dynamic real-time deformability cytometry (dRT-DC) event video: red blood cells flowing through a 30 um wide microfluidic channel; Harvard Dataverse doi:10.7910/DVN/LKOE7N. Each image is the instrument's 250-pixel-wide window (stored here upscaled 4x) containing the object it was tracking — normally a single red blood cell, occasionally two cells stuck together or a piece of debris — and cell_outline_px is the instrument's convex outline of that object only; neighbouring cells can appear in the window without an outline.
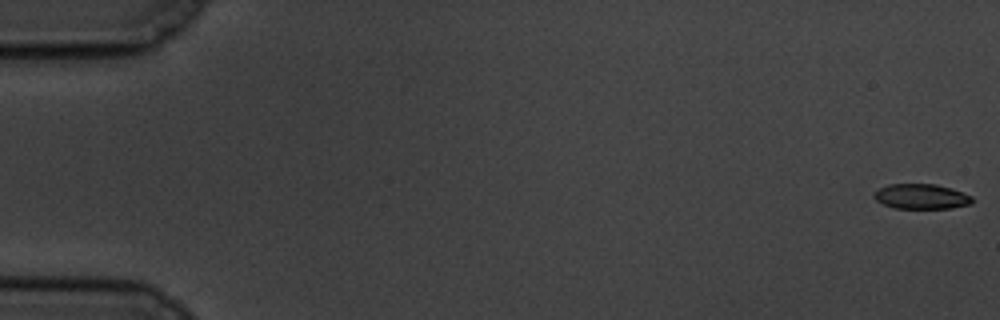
{"species": "common noctule bat (a hibernating species)", "species_latin": "Nyctalus noctula", "temperature_condition": "cold", "stored_images_in_passage": 59, "camera_frame_rate_fps": 3000, "um_per_image_px": 0.085, "animal": {"sex": "male", "body_mass_g": 19.5, "forearm_length_mm": 54.6}, "frame": {"image": 1, "passage_image": 1, "time_ms": 0.0, "image_size_px": [1000, 320], "cell_outline_px": [[972, 204], [952, 208], [892, 208], [876, 200], [872, 196], [880, 188], [888, 184], [936, 184], [952, 188], [972, 196]], "centroid_in_image_um": [78.33, 16.7], "position_along_channel_um": 6.7, "area_um2": 14.33}}
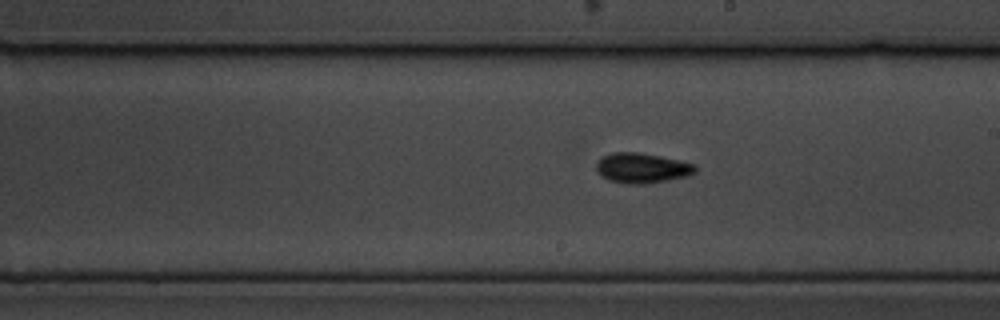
{"frame": {"image": 2, "passage_image": 34, "time_ms": 11.0, "image_size_px": [1000, 320], "cell_outline_px": [[696, 172], [688, 176], [668, 180], [644, 184], [628, 184], [608, 180], [600, 176], [596, 168], [596, 164], [604, 156], [612, 152], [636, 152], [660, 156], [696, 164]], "centroid_in_image_um": [54.57, 14.29], "position_along_channel_um": 234.4, "area_um2": 17.34}}
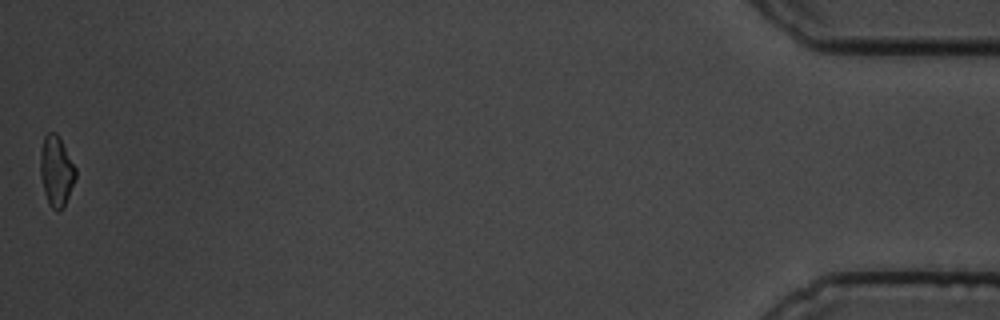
{"frame": {"image": 3, "passage_image": 59, "time_ms": 19.333, "image_size_px": [1000, 320], "cell_outline_px": [[76, 176], [64, 208], [60, 212], [56, 212], [48, 204], [44, 192], [40, 176], [40, 148], [44, 136], [48, 132], [56, 132], [76, 168]], "centroid_in_image_um": [4.77, 14.57], "position_along_channel_um": 430.4, "area_um2": 14.62}, "authors_computed_cell_mechanics": {"area_um2": 15.4326, "velocity_mm_per_s": 3.4498, "shape_relaxation_time_tau1_ms": null, "shape_relaxation_time_tau2_ms": 9.1821, "deformation_change_tau1": null, "deformation_change_tau2": 0.1444}}